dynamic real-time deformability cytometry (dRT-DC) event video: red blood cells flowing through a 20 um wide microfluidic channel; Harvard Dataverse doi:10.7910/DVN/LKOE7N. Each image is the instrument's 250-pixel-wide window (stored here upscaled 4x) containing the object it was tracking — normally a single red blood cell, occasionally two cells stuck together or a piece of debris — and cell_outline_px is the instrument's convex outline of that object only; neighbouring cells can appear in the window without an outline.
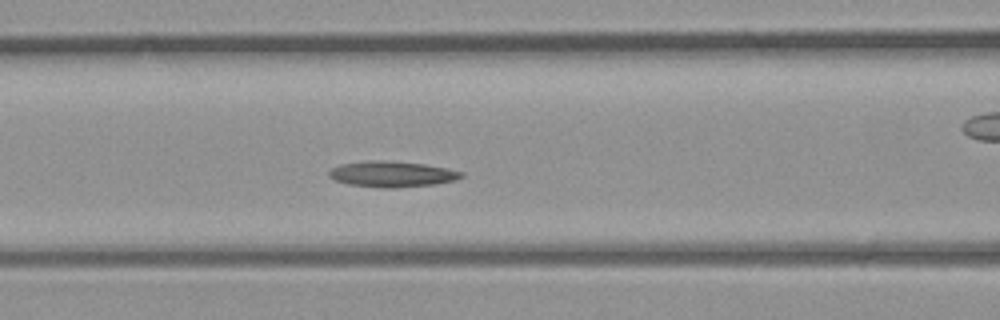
{"species": "common noctule bat (a hibernating species)", "species_latin": "Nyctalus noctula", "temperature_condition": "room temperature", "stored_images_in_passage": 35, "camera_frame_rate_fps": 3000, "um_per_image_px": 0.085, "animal": {"sex": "male", "body_mass_g": 23.1, "forearm_length_mm": 52.7}, "frame": {"image": 1, "passage_image": 11, "time_ms": 3.333, "image_size_px": [1000, 320], "cell_outline_px": [[464, 176], [456, 180], [436, 184], [396, 188], [380, 188], [348, 184], [336, 180], [328, 176], [328, 172], [332, 168], [340, 164], [368, 160], [380, 160], [424, 164], [448, 168], [464, 172]], "centroid_in_image_um": [33.34, 14.8], "position_along_channel_um": 133.3, "area_um2": 20.06}}
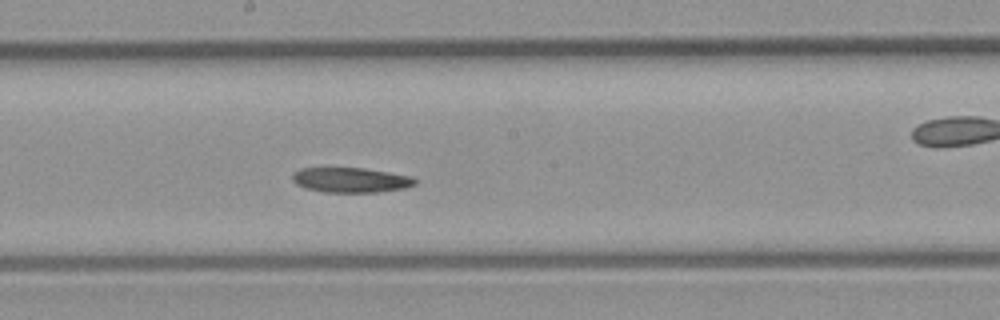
{"frame": {"image": 2, "passage_image": 16, "time_ms": 5.0, "image_size_px": [1000, 320], "cell_outline_px": [[416, 184], [404, 188], [380, 192], [324, 192], [304, 188], [296, 184], [292, 180], [292, 172], [300, 168], [364, 168], [412, 176], [416, 180]], "centroid_in_image_um": [29.79, 15.3], "position_along_channel_um": 218.4, "area_um2": 17.92}}
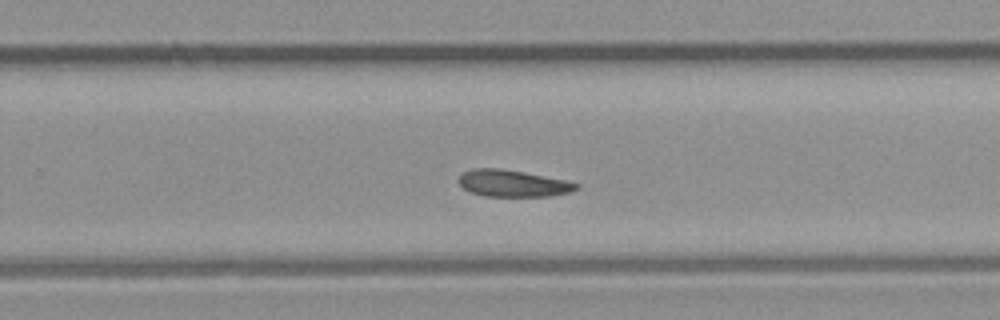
{"frame": {"image": 3, "passage_image": 20, "time_ms": 6.333, "image_size_px": [1000, 320], "cell_outline_px": [[580, 188], [568, 192], [552, 196], [484, 196], [472, 192], [464, 188], [456, 180], [460, 172], [472, 168], [500, 168], [524, 172], [568, 180], [580, 184]], "centroid_in_image_um": [43.58, 15.57], "position_along_channel_um": 286.2, "area_um2": 18.61}}